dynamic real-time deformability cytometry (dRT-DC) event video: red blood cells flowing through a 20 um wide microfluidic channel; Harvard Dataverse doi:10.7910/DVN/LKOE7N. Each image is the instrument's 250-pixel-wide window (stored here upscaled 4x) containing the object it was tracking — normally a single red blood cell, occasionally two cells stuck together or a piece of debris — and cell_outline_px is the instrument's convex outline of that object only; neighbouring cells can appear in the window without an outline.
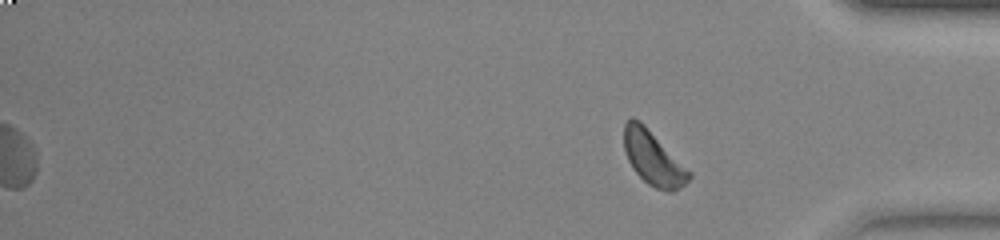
{"species": "common noctule bat (a hibernating species)", "species_latin": "Nyctalus noctula", "temperature_condition": "warm", "stored_images_in_passage": 46, "segment_of_instrument_passage": [2, 2], "camera_frame_rate_fps": 3000, "um_per_image_px": 0.085, "animal": {"sex": "female", "body_mass_g": 23.0, "forearm_length_mm": 53.4}, "frame": {"image": 1, "passage_image": 46, "time_ms": 15.0, "image_size_px": [1000, 240], "cell_outline_px": [[692, 176], [680, 188], [672, 192], [668, 192], [656, 188], [648, 184], [632, 168], [628, 160], [624, 148], [624, 124], [632, 116], [640, 120], [692, 172]], "centroid_in_image_um": [55.53, 13.44], "position_along_channel_um": 379.7, "area_um2": 20.46}}